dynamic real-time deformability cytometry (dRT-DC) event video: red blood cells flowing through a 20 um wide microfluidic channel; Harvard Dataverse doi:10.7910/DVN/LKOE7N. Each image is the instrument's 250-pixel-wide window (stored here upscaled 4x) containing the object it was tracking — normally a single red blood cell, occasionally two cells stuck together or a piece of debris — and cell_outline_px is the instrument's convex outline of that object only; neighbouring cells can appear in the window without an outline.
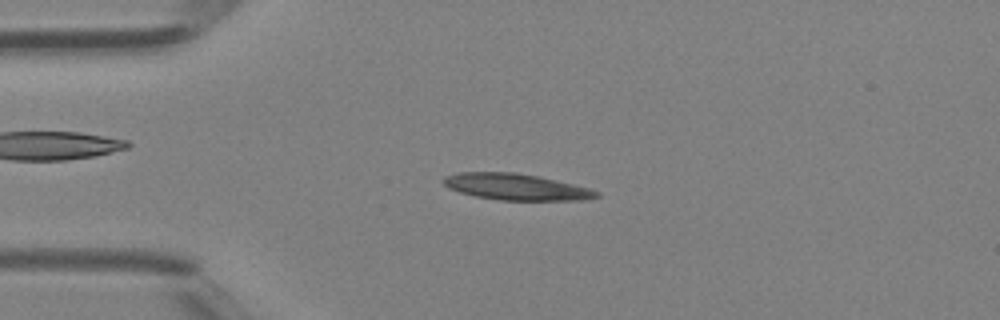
{"species": "Egyptian fruit bat (a non-hibernating species)", "species_latin": "Rousettus aegyptiacus", "temperature_condition": "room temperature", "stored_images_in_passage": 38, "camera_frame_rate_fps": 3000, "um_per_image_px": 0.085, "animal": {"sex": "female"}, "frame": {"image": 1, "passage_image": 3, "time_ms": 0.667, "image_size_px": [1000, 320], "cell_outline_px": [[600, 196], [580, 200], [500, 200], [476, 196], [460, 192], [448, 188], [440, 180], [444, 176], [460, 172], [516, 172], [540, 176], [588, 188], [600, 192]], "centroid_in_image_um": [43.83, 15.87], "position_along_channel_um": 41.2, "area_um2": 23.47}}
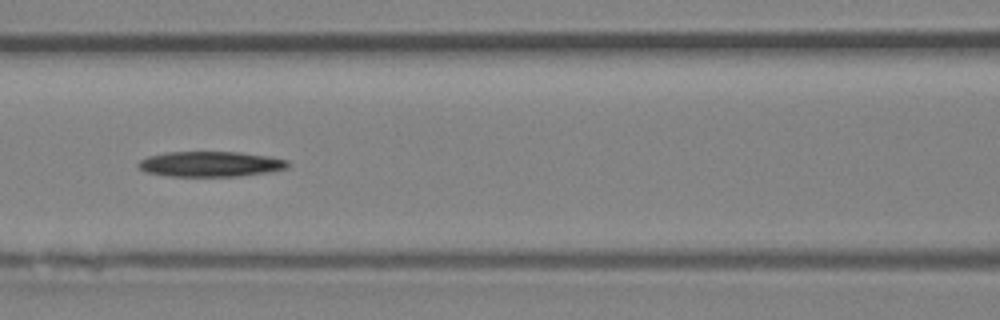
{"frame": {"image": 2, "passage_image": 12, "time_ms": 3.667, "image_size_px": [1000, 320], "cell_outline_px": [[288, 168], [268, 172], [240, 176], [168, 176], [144, 172], [136, 164], [140, 160], [148, 156], [164, 152], [240, 152], [268, 156], [288, 160]], "centroid_in_image_um": [17.86, 13.94], "position_along_channel_um": 148.7, "area_um2": 22.14}}
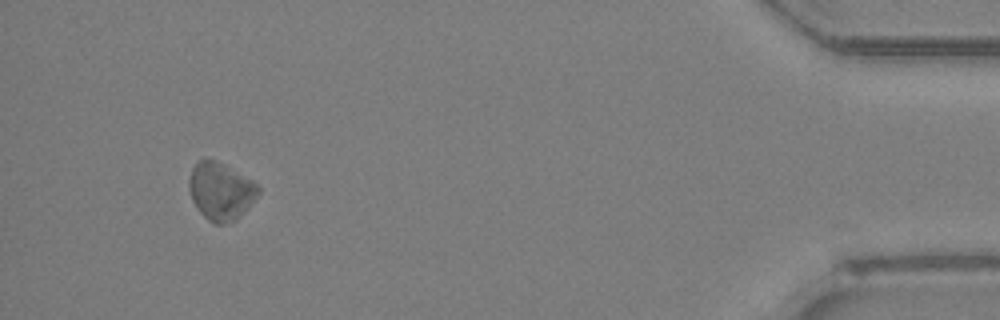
{"frame": {"image": 3, "passage_image": 35, "time_ms": 11.333, "image_size_px": [1000, 320], "cell_outline_px": [[260, 192], [248, 208], [236, 220], [224, 224], [216, 224], [208, 220], [200, 212], [192, 200], [188, 188], [188, 180], [192, 168], [204, 156], [216, 160], [252, 180], [260, 188]], "centroid_in_image_um": [18.74, 16.24], "position_along_channel_um": 416.5, "area_um2": 23.29}}